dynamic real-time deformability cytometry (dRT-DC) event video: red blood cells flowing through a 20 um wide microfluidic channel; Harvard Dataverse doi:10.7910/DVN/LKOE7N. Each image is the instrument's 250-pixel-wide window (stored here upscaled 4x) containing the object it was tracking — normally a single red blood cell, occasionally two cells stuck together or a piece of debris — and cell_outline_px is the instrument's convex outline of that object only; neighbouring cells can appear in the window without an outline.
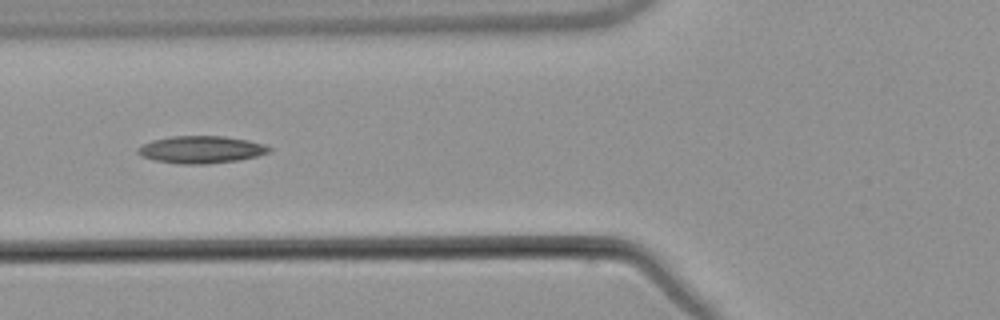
{"species": "common noctule bat (a hibernating species)", "species_latin": "Nyctalus noctula", "temperature_condition": "warm", "stored_images_in_passage": 4, "camera_frame_rate_fps": 3000, "um_per_image_px": 0.085, "animal": {"sex": "male", "body_mass_g": 21.5, "forearm_length_mm": 52.0}, "frame": {"image": 1, "passage_image": 3, "time_ms": 2.0, "image_size_px": [1000, 320], "cell_outline_px": [[272, 152], [240, 160], [208, 164], [180, 164], [156, 160], [140, 156], [136, 152], [136, 148], [152, 140], [172, 136], [224, 136], [248, 140], [264, 144], [272, 148]], "centroid_in_image_um": [17.11, 12.72], "position_along_channel_um": 108.7, "area_um2": 21.04}}
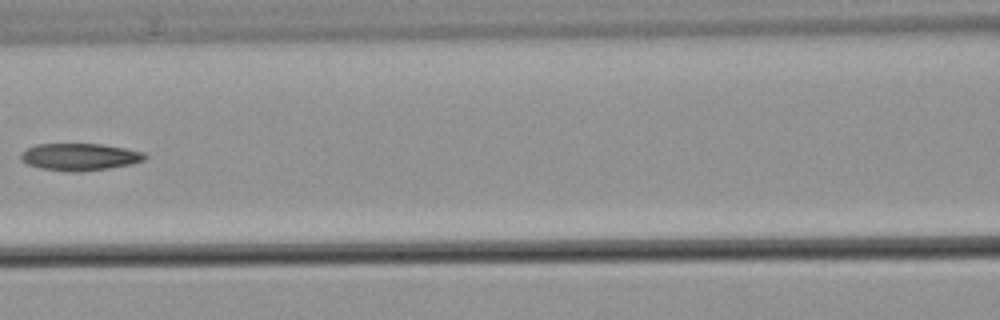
{"frame": {"image": 2, "passage_image": 4, "time_ms": 3.333, "image_size_px": [1000, 320], "cell_outline_px": [[148, 156], [144, 160], [132, 164], [108, 168], [72, 172], [40, 168], [28, 164], [20, 160], [20, 152], [36, 144], [100, 144], [124, 148], [144, 152]], "centroid_in_image_um": [6.76, 13.33], "position_along_channel_um": 159.8, "area_um2": 19.54}}